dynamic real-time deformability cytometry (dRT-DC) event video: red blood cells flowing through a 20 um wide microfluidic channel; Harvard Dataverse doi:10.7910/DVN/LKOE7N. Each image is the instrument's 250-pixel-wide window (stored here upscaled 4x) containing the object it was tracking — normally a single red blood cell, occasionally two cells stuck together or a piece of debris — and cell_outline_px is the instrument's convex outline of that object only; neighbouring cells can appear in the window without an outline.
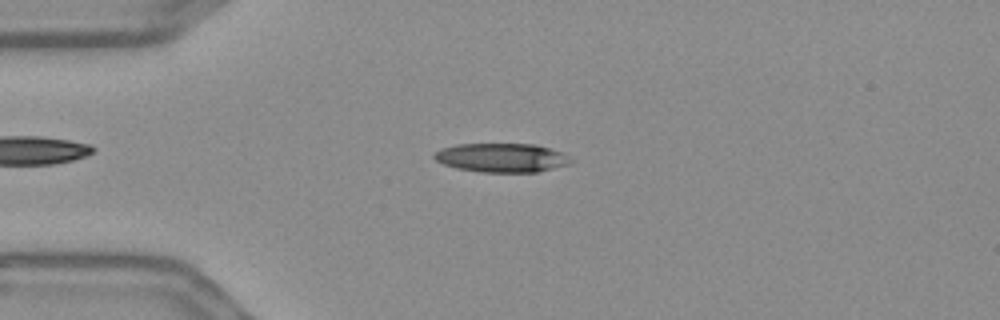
{"species": "Egyptian fruit bat (a non-hibernating species)", "species_latin": "Rousettus aegyptiacus", "temperature_condition": "warm", "stored_images_in_passage": 55, "camera_frame_rate_fps": 3000, "um_per_image_px": 0.085, "frame": {"image": 1, "passage_image": 13, "time_ms": 4.0, "image_size_px": [1000, 320], "cell_outline_px": [[572, 164], [536, 172], [480, 172], [456, 168], [444, 164], [436, 160], [432, 156], [440, 148], [456, 144], [536, 144], [572, 156]], "centroid_in_image_um": [42.66, 13.4], "position_along_channel_um": 42.3, "area_um2": 23.18}}
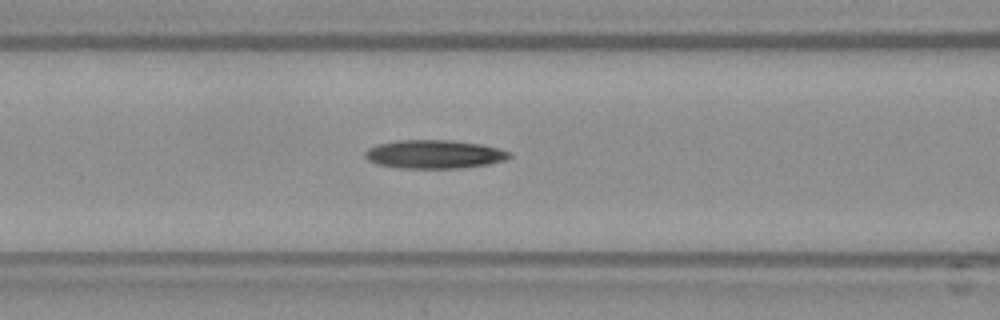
{"frame": {"image": 2, "passage_image": 22, "time_ms": 7.0, "image_size_px": [1000, 320], "cell_outline_px": [[512, 156], [504, 160], [488, 164], [464, 168], [400, 168], [376, 164], [368, 160], [364, 156], [364, 152], [368, 148], [376, 144], [396, 140], [452, 140], [480, 144], [500, 148], [512, 152]], "centroid_in_image_um": [36.91, 13.11], "position_along_channel_um": 129.7, "area_um2": 24.28}}
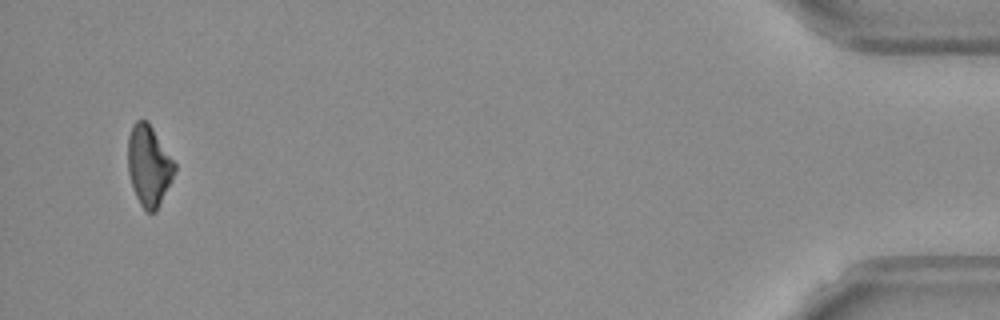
{"frame": {"image": 3, "passage_image": 53, "time_ms": 17.333, "image_size_px": [1000, 320], "cell_outline_px": [[176, 168], [172, 180], [156, 212], [148, 212], [140, 204], [132, 188], [128, 172], [128, 136], [132, 124], [136, 120], [148, 120], [176, 164]], "centroid_in_image_um": [12.65, 14.06], "position_along_channel_um": 422.6, "area_um2": 22.08}}